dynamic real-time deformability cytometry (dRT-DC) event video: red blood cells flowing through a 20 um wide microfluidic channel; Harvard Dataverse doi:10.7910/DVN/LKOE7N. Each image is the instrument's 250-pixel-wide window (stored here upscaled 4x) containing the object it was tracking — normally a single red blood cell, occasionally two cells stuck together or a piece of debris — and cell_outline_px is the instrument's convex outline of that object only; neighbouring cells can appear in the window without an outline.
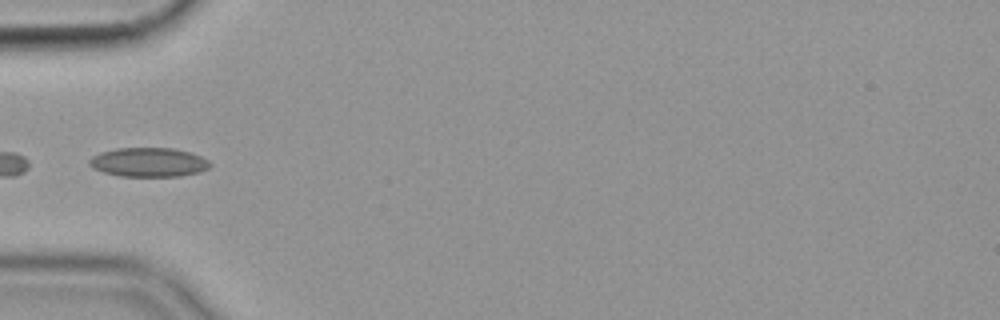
{"species": "common noctule bat (a hibernating species)", "species_latin": "Nyctalus noctula", "temperature_condition": "cold", "stored_images_in_passage": 30, "camera_frame_rate_fps": 3000, "um_per_image_px": 0.085, "animal": {"sex": "female", "body_mass_g": 19.9}, "frame": {"image": 1, "passage_image": 1, "time_ms": 0.0, "image_size_px": [1000, 320], "cell_outline_px": [[212, 164], [208, 168], [200, 172], [180, 176], [120, 176], [104, 172], [92, 168], [88, 164], [88, 160], [92, 156], [100, 152], [116, 148], [172, 148], [192, 152], [208, 160]], "centroid_in_image_um": [12.63, 13.78], "position_along_channel_um": 72.4, "area_um2": 20.63}}